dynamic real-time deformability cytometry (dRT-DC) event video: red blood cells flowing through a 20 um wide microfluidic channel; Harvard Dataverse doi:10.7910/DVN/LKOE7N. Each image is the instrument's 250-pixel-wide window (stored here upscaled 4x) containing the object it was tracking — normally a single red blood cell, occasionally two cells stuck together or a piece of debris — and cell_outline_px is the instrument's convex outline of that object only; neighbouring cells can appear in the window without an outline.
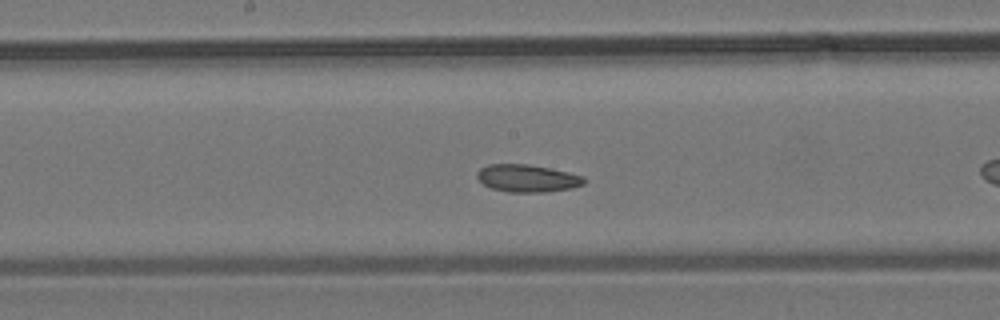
{"species": "common noctule bat (a hibernating species)", "species_latin": "Nyctalus noctula", "temperature_condition": "room temperature", "stored_images_in_passage": 32, "camera_frame_rate_fps": 3000, "um_per_image_px": 0.085, "animal": {"sex": "male", "body_mass_g": 19.2, "forearm_length_mm": 51.8}, "frame": {"image": 1, "passage_image": 14, "time_ms": 4.333, "image_size_px": [1000, 320], "cell_outline_px": [[588, 180], [584, 184], [572, 188], [548, 192], [508, 192], [492, 188], [484, 184], [476, 176], [476, 172], [480, 168], [488, 164], [528, 164], [568, 172], [584, 176]], "centroid_in_image_um": [44.85, 15.15], "position_along_channel_um": 203.4, "area_um2": 17.22}, "authors_computed_cell_mechanics": {"area_um2": 17.629, "velocity_mm_per_s": 3.7862, "shape_relaxation_time_tau1_ms": null, "shape_relaxation_time_tau2_ms": 7.342, "deformation_change_tau1": null, "deformation_change_tau2": 0.0994}}